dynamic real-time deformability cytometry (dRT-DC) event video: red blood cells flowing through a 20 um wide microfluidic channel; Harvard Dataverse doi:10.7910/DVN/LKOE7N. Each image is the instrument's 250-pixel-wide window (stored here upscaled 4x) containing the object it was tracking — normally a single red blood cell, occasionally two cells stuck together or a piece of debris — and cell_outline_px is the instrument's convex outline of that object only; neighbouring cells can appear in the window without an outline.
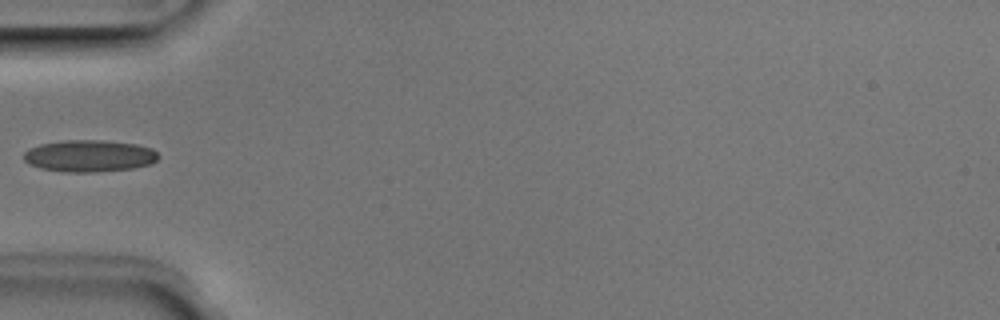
{"species": "Egyptian fruit bat (a non-hibernating species)", "species_latin": "Rousettus aegyptiacus", "temperature_condition": "room temperature", "stored_images_in_passage": 35, "camera_frame_rate_fps": 3000, "um_per_image_px": 0.085, "animal": {"sex": "male"}, "frame": {"image": 1, "passage_image": 1, "time_ms": 0.0, "image_size_px": [1000, 320], "cell_outline_px": [[160, 156], [152, 164], [132, 168], [92, 172], [64, 172], [40, 168], [28, 164], [24, 160], [24, 152], [28, 148], [40, 144], [60, 140], [100, 140], [136, 144], [152, 148]], "centroid_in_image_um": [7.57, 13.25], "position_along_channel_um": 77.4, "area_um2": 25.14}}
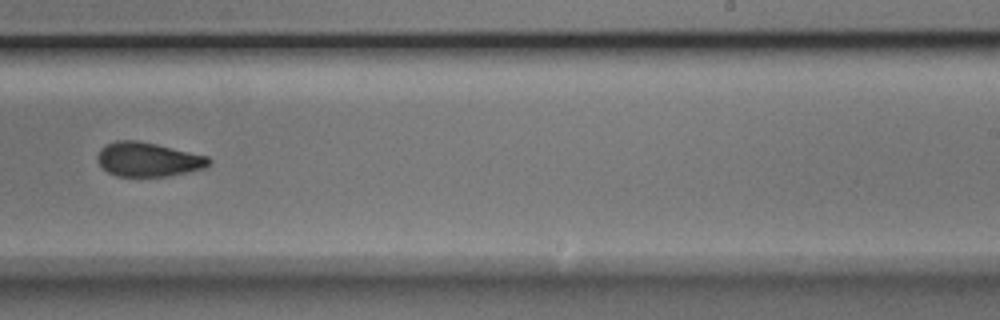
{"frame": {"image": 2, "passage_image": 16, "time_ms": 5.0, "image_size_px": [1000, 320], "cell_outline_px": [[212, 160], [204, 168], [188, 172], [168, 176], [116, 176], [108, 172], [96, 160], [96, 156], [100, 148], [104, 144], [116, 140], [136, 140], [156, 144], [208, 156]], "centroid_in_image_um": [12.55, 13.54], "position_along_channel_um": 276.4, "area_um2": 22.25}}
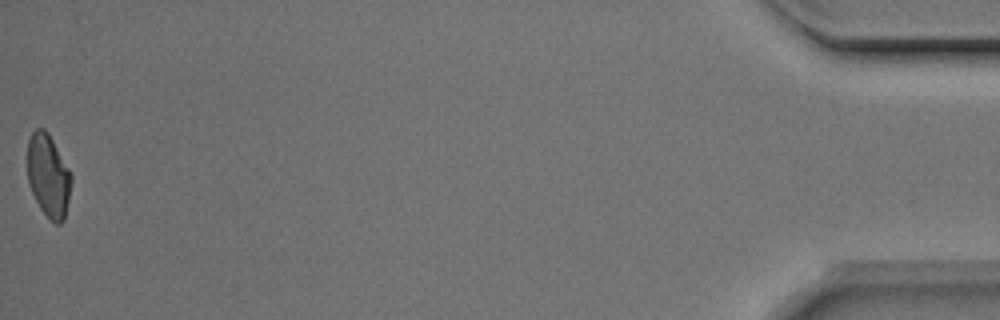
{"frame": {"image": 3, "passage_image": 35, "time_ms": 11.333, "image_size_px": [1000, 320], "cell_outline_px": [[72, 180], [64, 220], [60, 224], [56, 224], [40, 208], [28, 184], [28, 140], [32, 132], [36, 128], [44, 128], [48, 132], [68, 168], [72, 176]], "centroid_in_image_um": [4.1, 14.92], "position_along_channel_um": 431.1, "area_um2": 20.92}}